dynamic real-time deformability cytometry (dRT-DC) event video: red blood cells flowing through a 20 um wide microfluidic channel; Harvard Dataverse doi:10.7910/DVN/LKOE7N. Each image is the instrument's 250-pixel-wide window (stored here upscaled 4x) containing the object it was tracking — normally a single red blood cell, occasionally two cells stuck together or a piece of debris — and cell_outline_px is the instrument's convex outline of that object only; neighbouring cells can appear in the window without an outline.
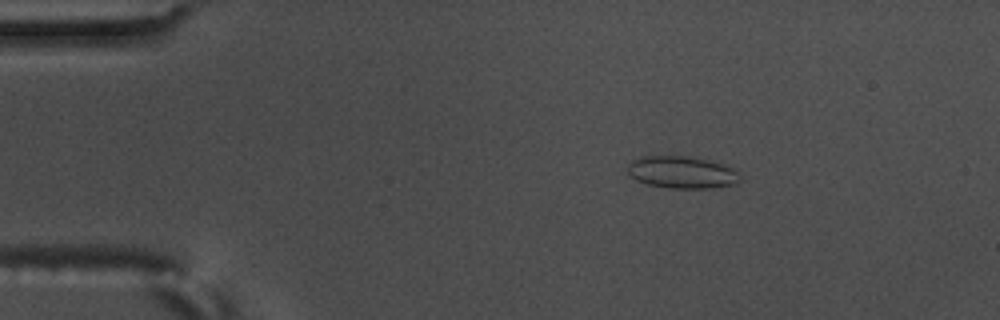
{"species": "common noctule bat (a hibernating species)", "species_latin": "Nyctalus noctula", "temperature_condition": "warm", "stored_images_in_passage": 58, "camera_frame_rate_fps": 3000, "um_per_image_px": 0.085, "animal": {"sex": "male", "body_mass_g": 17.5, "forearm_length_mm": 52.3}, "frame": {"image": 1, "passage_image": 10, "time_ms": 3.0, "image_size_px": [1000, 320], "cell_outline_px": [[740, 180], [736, 184], [712, 188], [668, 188], [648, 184], [636, 180], [628, 172], [628, 164], [632, 160], [640, 156], [684, 156], [712, 160], [724, 164], [732, 168], [740, 176]], "centroid_in_image_um": [57.97, 14.64], "position_along_channel_um": 27.0, "area_um2": 21.15}}
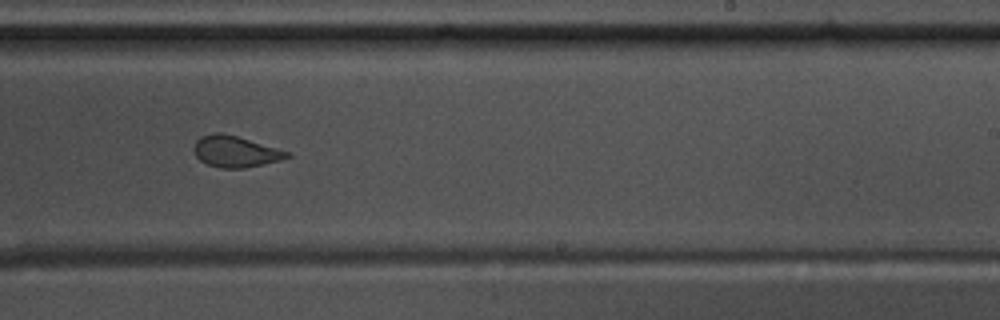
{"frame": {"image": 2, "passage_image": 36, "time_ms": 11.667, "image_size_px": [1000, 320], "cell_outline_px": [[292, 156], [280, 160], [244, 168], [220, 168], [208, 164], [200, 160], [196, 156], [192, 148], [196, 140], [200, 136], [212, 132], [220, 132], [236, 136], [276, 148], [288, 152]], "centroid_in_image_um": [19.94, 12.87], "position_along_channel_um": 269.1, "area_um2": 16.82}}
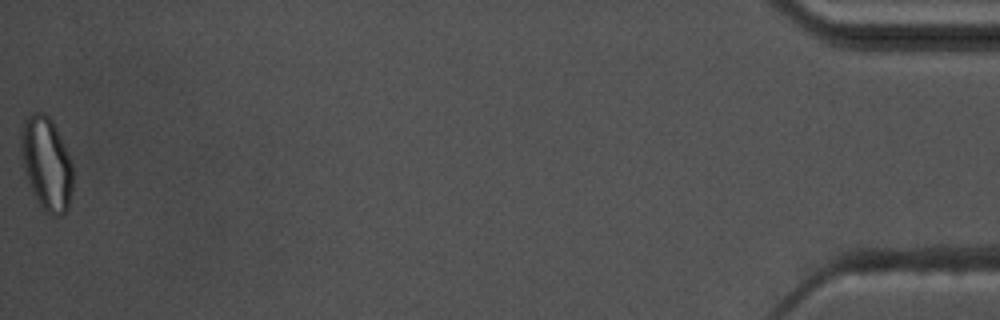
{"frame": {"image": 3, "passage_image": 58, "time_ms": 19.0, "image_size_px": [1000, 320], "cell_outline_px": [[72, 188], [68, 208], [64, 216], [52, 216], [44, 212], [32, 192], [24, 168], [20, 148], [20, 136], [24, 120], [32, 112], [44, 112], [52, 120], [60, 136], [72, 164]], "centroid_in_image_um": [3.95, 13.92], "position_along_channel_um": 431.3, "area_um2": 28.21}, "authors_computed_cell_mechanics": {"area_um2": 19.0162, "velocity_mm_per_s": 3.5511, "shape_relaxation_time_tau1_ms": 8.412, "shape_relaxation_time_tau2_ms": 0.5741, "deformation_change_tau1": 0.1943, "deformation_change_tau2": 0.0636}}